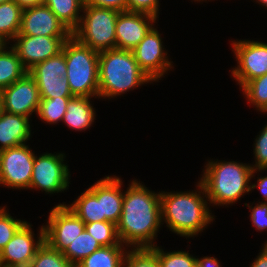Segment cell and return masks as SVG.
I'll return each instance as SVG.
<instances>
[{"label": "cell", "instance_id": "obj_1", "mask_svg": "<svg viewBox=\"0 0 267 267\" xmlns=\"http://www.w3.org/2000/svg\"><path fill=\"white\" fill-rule=\"evenodd\" d=\"M161 224V193L132 181L124 192L122 214L116 224L120 243L132 249L155 247L153 241Z\"/></svg>", "mask_w": 267, "mask_h": 267}, {"label": "cell", "instance_id": "obj_2", "mask_svg": "<svg viewBox=\"0 0 267 267\" xmlns=\"http://www.w3.org/2000/svg\"><path fill=\"white\" fill-rule=\"evenodd\" d=\"M197 187L199 191L195 192H161V222L165 221L170 231L180 236L194 237L214 219L200 181Z\"/></svg>", "mask_w": 267, "mask_h": 267}, {"label": "cell", "instance_id": "obj_3", "mask_svg": "<svg viewBox=\"0 0 267 267\" xmlns=\"http://www.w3.org/2000/svg\"><path fill=\"white\" fill-rule=\"evenodd\" d=\"M200 182L204 186L210 204L230 205L251 191L250 180L263 169L235 161H209L205 166Z\"/></svg>", "mask_w": 267, "mask_h": 267}, {"label": "cell", "instance_id": "obj_4", "mask_svg": "<svg viewBox=\"0 0 267 267\" xmlns=\"http://www.w3.org/2000/svg\"><path fill=\"white\" fill-rule=\"evenodd\" d=\"M99 98H113L153 82L139 67L131 50L118 48L99 53Z\"/></svg>", "mask_w": 267, "mask_h": 267}, {"label": "cell", "instance_id": "obj_5", "mask_svg": "<svg viewBox=\"0 0 267 267\" xmlns=\"http://www.w3.org/2000/svg\"><path fill=\"white\" fill-rule=\"evenodd\" d=\"M69 88L73 96L99 98V52L79 42L72 35L64 43Z\"/></svg>", "mask_w": 267, "mask_h": 267}, {"label": "cell", "instance_id": "obj_6", "mask_svg": "<svg viewBox=\"0 0 267 267\" xmlns=\"http://www.w3.org/2000/svg\"><path fill=\"white\" fill-rule=\"evenodd\" d=\"M78 27L72 32L82 44L97 52L116 48V21L120 11L84 5Z\"/></svg>", "mask_w": 267, "mask_h": 267}, {"label": "cell", "instance_id": "obj_7", "mask_svg": "<svg viewBox=\"0 0 267 267\" xmlns=\"http://www.w3.org/2000/svg\"><path fill=\"white\" fill-rule=\"evenodd\" d=\"M35 154L22 144L0 151V184L13 189H29Z\"/></svg>", "mask_w": 267, "mask_h": 267}, {"label": "cell", "instance_id": "obj_8", "mask_svg": "<svg viewBox=\"0 0 267 267\" xmlns=\"http://www.w3.org/2000/svg\"><path fill=\"white\" fill-rule=\"evenodd\" d=\"M65 154L45 153L35 155L29 189H41L47 194L58 193L69 187L70 172L64 164Z\"/></svg>", "mask_w": 267, "mask_h": 267}, {"label": "cell", "instance_id": "obj_9", "mask_svg": "<svg viewBox=\"0 0 267 267\" xmlns=\"http://www.w3.org/2000/svg\"><path fill=\"white\" fill-rule=\"evenodd\" d=\"M232 46L238 65L231 72L241 88L267 73V43L239 40L233 41Z\"/></svg>", "mask_w": 267, "mask_h": 267}, {"label": "cell", "instance_id": "obj_10", "mask_svg": "<svg viewBox=\"0 0 267 267\" xmlns=\"http://www.w3.org/2000/svg\"><path fill=\"white\" fill-rule=\"evenodd\" d=\"M44 225L45 241L54 249L63 252L85 229V223L66 204L56 205Z\"/></svg>", "mask_w": 267, "mask_h": 267}, {"label": "cell", "instance_id": "obj_11", "mask_svg": "<svg viewBox=\"0 0 267 267\" xmlns=\"http://www.w3.org/2000/svg\"><path fill=\"white\" fill-rule=\"evenodd\" d=\"M70 36H30L17 35L11 45L18 54L24 68L29 71L36 64L62 52L64 43Z\"/></svg>", "mask_w": 267, "mask_h": 267}, {"label": "cell", "instance_id": "obj_12", "mask_svg": "<svg viewBox=\"0 0 267 267\" xmlns=\"http://www.w3.org/2000/svg\"><path fill=\"white\" fill-rule=\"evenodd\" d=\"M39 230V237L37 236L35 241L31 225L26 221L0 251L2 267H29L37 250L45 241L44 226Z\"/></svg>", "mask_w": 267, "mask_h": 267}, {"label": "cell", "instance_id": "obj_13", "mask_svg": "<svg viewBox=\"0 0 267 267\" xmlns=\"http://www.w3.org/2000/svg\"><path fill=\"white\" fill-rule=\"evenodd\" d=\"M162 38L158 30L152 27L140 43L132 50L140 69L154 82L172 68L164 51Z\"/></svg>", "mask_w": 267, "mask_h": 267}, {"label": "cell", "instance_id": "obj_14", "mask_svg": "<svg viewBox=\"0 0 267 267\" xmlns=\"http://www.w3.org/2000/svg\"><path fill=\"white\" fill-rule=\"evenodd\" d=\"M2 110L30 117L38 111L40 104L39 89L34 78L27 72L22 78L0 91Z\"/></svg>", "mask_w": 267, "mask_h": 267}, {"label": "cell", "instance_id": "obj_15", "mask_svg": "<svg viewBox=\"0 0 267 267\" xmlns=\"http://www.w3.org/2000/svg\"><path fill=\"white\" fill-rule=\"evenodd\" d=\"M18 35L71 36L72 32L43 3L23 9Z\"/></svg>", "mask_w": 267, "mask_h": 267}, {"label": "cell", "instance_id": "obj_16", "mask_svg": "<svg viewBox=\"0 0 267 267\" xmlns=\"http://www.w3.org/2000/svg\"><path fill=\"white\" fill-rule=\"evenodd\" d=\"M156 20L154 16L145 13L120 12L115 27L116 48L132 51L154 26Z\"/></svg>", "mask_w": 267, "mask_h": 267}, {"label": "cell", "instance_id": "obj_17", "mask_svg": "<svg viewBox=\"0 0 267 267\" xmlns=\"http://www.w3.org/2000/svg\"><path fill=\"white\" fill-rule=\"evenodd\" d=\"M122 180L116 176H106L94 183L88 190L100 201L101 217L117 224L122 214L124 193L121 192Z\"/></svg>", "mask_w": 267, "mask_h": 267}, {"label": "cell", "instance_id": "obj_18", "mask_svg": "<svg viewBox=\"0 0 267 267\" xmlns=\"http://www.w3.org/2000/svg\"><path fill=\"white\" fill-rule=\"evenodd\" d=\"M29 119L23 115L12 114L1 110L0 151L25 144L31 136Z\"/></svg>", "mask_w": 267, "mask_h": 267}, {"label": "cell", "instance_id": "obj_19", "mask_svg": "<svg viewBox=\"0 0 267 267\" xmlns=\"http://www.w3.org/2000/svg\"><path fill=\"white\" fill-rule=\"evenodd\" d=\"M91 97H72L67 105L63 120L66 126L76 131L86 130L95 120V110L89 100Z\"/></svg>", "mask_w": 267, "mask_h": 267}, {"label": "cell", "instance_id": "obj_20", "mask_svg": "<svg viewBox=\"0 0 267 267\" xmlns=\"http://www.w3.org/2000/svg\"><path fill=\"white\" fill-rule=\"evenodd\" d=\"M125 249L122 243L116 246H102L79 262L76 267H123L127 253Z\"/></svg>", "mask_w": 267, "mask_h": 267}, {"label": "cell", "instance_id": "obj_21", "mask_svg": "<svg viewBox=\"0 0 267 267\" xmlns=\"http://www.w3.org/2000/svg\"><path fill=\"white\" fill-rule=\"evenodd\" d=\"M0 51V91L22 78L28 71L24 68L16 51L9 47ZM7 49V50H5Z\"/></svg>", "mask_w": 267, "mask_h": 267}, {"label": "cell", "instance_id": "obj_22", "mask_svg": "<svg viewBox=\"0 0 267 267\" xmlns=\"http://www.w3.org/2000/svg\"><path fill=\"white\" fill-rule=\"evenodd\" d=\"M43 3L71 32L78 27L81 20L79 11L82 12L84 6L83 0H45Z\"/></svg>", "mask_w": 267, "mask_h": 267}, {"label": "cell", "instance_id": "obj_23", "mask_svg": "<svg viewBox=\"0 0 267 267\" xmlns=\"http://www.w3.org/2000/svg\"><path fill=\"white\" fill-rule=\"evenodd\" d=\"M22 13L23 8L13 0L0 4V37L6 42L19 34Z\"/></svg>", "mask_w": 267, "mask_h": 267}, {"label": "cell", "instance_id": "obj_24", "mask_svg": "<svg viewBox=\"0 0 267 267\" xmlns=\"http://www.w3.org/2000/svg\"><path fill=\"white\" fill-rule=\"evenodd\" d=\"M66 206L85 224L105 221V217H101L100 201L88 189Z\"/></svg>", "mask_w": 267, "mask_h": 267}, {"label": "cell", "instance_id": "obj_25", "mask_svg": "<svg viewBox=\"0 0 267 267\" xmlns=\"http://www.w3.org/2000/svg\"><path fill=\"white\" fill-rule=\"evenodd\" d=\"M100 243L85 229L62 252L65 258L73 265H77L84 258L101 248Z\"/></svg>", "mask_w": 267, "mask_h": 267}, {"label": "cell", "instance_id": "obj_26", "mask_svg": "<svg viewBox=\"0 0 267 267\" xmlns=\"http://www.w3.org/2000/svg\"><path fill=\"white\" fill-rule=\"evenodd\" d=\"M39 89L40 99L74 97L66 76H32Z\"/></svg>", "mask_w": 267, "mask_h": 267}, {"label": "cell", "instance_id": "obj_27", "mask_svg": "<svg viewBox=\"0 0 267 267\" xmlns=\"http://www.w3.org/2000/svg\"><path fill=\"white\" fill-rule=\"evenodd\" d=\"M72 97L40 99L37 115L45 123L55 124L63 120L67 105Z\"/></svg>", "mask_w": 267, "mask_h": 267}, {"label": "cell", "instance_id": "obj_28", "mask_svg": "<svg viewBox=\"0 0 267 267\" xmlns=\"http://www.w3.org/2000/svg\"><path fill=\"white\" fill-rule=\"evenodd\" d=\"M29 267H76L62 252L52 248L46 241L39 247Z\"/></svg>", "mask_w": 267, "mask_h": 267}, {"label": "cell", "instance_id": "obj_29", "mask_svg": "<svg viewBox=\"0 0 267 267\" xmlns=\"http://www.w3.org/2000/svg\"><path fill=\"white\" fill-rule=\"evenodd\" d=\"M249 103L261 112H267V73L250 80L242 87Z\"/></svg>", "mask_w": 267, "mask_h": 267}, {"label": "cell", "instance_id": "obj_30", "mask_svg": "<svg viewBox=\"0 0 267 267\" xmlns=\"http://www.w3.org/2000/svg\"><path fill=\"white\" fill-rule=\"evenodd\" d=\"M85 230L91 234L101 246H116L120 243L116 224L110 221L86 223Z\"/></svg>", "mask_w": 267, "mask_h": 267}, {"label": "cell", "instance_id": "obj_31", "mask_svg": "<svg viewBox=\"0 0 267 267\" xmlns=\"http://www.w3.org/2000/svg\"><path fill=\"white\" fill-rule=\"evenodd\" d=\"M157 256L160 267H195L197 258L185 251L164 252L158 246L150 248Z\"/></svg>", "mask_w": 267, "mask_h": 267}, {"label": "cell", "instance_id": "obj_32", "mask_svg": "<svg viewBox=\"0 0 267 267\" xmlns=\"http://www.w3.org/2000/svg\"><path fill=\"white\" fill-rule=\"evenodd\" d=\"M28 73L31 76H66L67 67L64 52L62 51L56 56L36 64Z\"/></svg>", "mask_w": 267, "mask_h": 267}, {"label": "cell", "instance_id": "obj_33", "mask_svg": "<svg viewBox=\"0 0 267 267\" xmlns=\"http://www.w3.org/2000/svg\"><path fill=\"white\" fill-rule=\"evenodd\" d=\"M123 267H160L156 254L150 248L127 251Z\"/></svg>", "mask_w": 267, "mask_h": 267}, {"label": "cell", "instance_id": "obj_34", "mask_svg": "<svg viewBox=\"0 0 267 267\" xmlns=\"http://www.w3.org/2000/svg\"><path fill=\"white\" fill-rule=\"evenodd\" d=\"M19 219H14L6 208L0 207V251L12 239L17 230L25 223Z\"/></svg>", "mask_w": 267, "mask_h": 267}, {"label": "cell", "instance_id": "obj_35", "mask_svg": "<svg viewBox=\"0 0 267 267\" xmlns=\"http://www.w3.org/2000/svg\"><path fill=\"white\" fill-rule=\"evenodd\" d=\"M255 164L252 169L267 170V125L260 131L254 143Z\"/></svg>", "mask_w": 267, "mask_h": 267}, {"label": "cell", "instance_id": "obj_36", "mask_svg": "<svg viewBox=\"0 0 267 267\" xmlns=\"http://www.w3.org/2000/svg\"><path fill=\"white\" fill-rule=\"evenodd\" d=\"M159 0H127V11L159 16Z\"/></svg>", "mask_w": 267, "mask_h": 267}, {"label": "cell", "instance_id": "obj_37", "mask_svg": "<svg viewBox=\"0 0 267 267\" xmlns=\"http://www.w3.org/2000/svg\"><path fill=\"white\" fill-rule=\"evenodd\" d=\"M248 206L251 209V221L253 226L256 227L257 231L267 230V202L257 203L255 206Z\"/></svg>", "mask_w": 267, "mask_h": 267}, {"label": "cell", "instance_id": "obj_38", "mask_svg": "<svg viewBox=\"0 0 267 267\" xmlns=\"http://www.w3.org/2000/svg\"><path fill=\"white\" fill-rule=\"evenodd\" d=\"M83 5L127 11V0H83Z\"/></svg>", "mask_w": 267, "mask_h": 267}, {"label": "cell", "instance_id": "obj_39", "mask_svg": "<svg viewBox=\"0 0 267 267\" xmlns=\"http://www.w3.org/2000/svg\"><path fill=\"white\" fill-rule=\"evenodd\" d=\"M195 267H221L220 262L214 257L197 258Z\"/></svg>", "mask_w": 267, "mask_h": 267}, {"label": "cell", "instance_id": "obj_40", "mask_svg": "<svg viewBox=\"0 0 267 267\" xmlns=\"http://www.w3.org/2000/svg\"><path fill=\"white\" fill-rule=\"evenodd\" d=\"M250 267H267V241Z\"/></svg>", "mask_w": 267, "mask_h": 267}, {"label": "cell", "instance_id": "obj_41", "mask_svg": "<svg viewBox=\"0 0 267 267\" xmlns=\"http://www.w3.org/2000/svg\"><path fill=\"white\" fill-rule=\"evenodd\" d=\"M257 182V184H252L250 186L251 190H253L255 187H258L263 196L264 202H267V176L258 178Z\"/></svg>", "mask_w": 267, "mask_h": 267}, {"label": "cell", "instance_id": "obj_42", "mask_svg": "<svg viewBox=\"0 0 267 267\" xmlns=\"http://www.w3.org/2000/svg\"><path fill=\"white\" fill-rule=\"evenodd\" d=\"M13 1L17 3L23 9L27 7H33V6L43 4L41 0H13Z\"/></svg>", "mask_w": 267, "mask_h": 267}, {"label": "cell", "instance_id": "obj_43", "mask_svg": "<svg viewBox=\"0 0 267 267\" xmlns=\"http://www.w3.org/2000/svg\"><path fill=\"white\" fill-rule=\"evenodd\" d=\"M6 44L8 43L0 37V51L7 46Z\"/></svg>", "mask_w": 267, "mask_h": 267}, {"label": "cell", "instance_id": "obj_44", "mask_svg": "<svg viewBox=\"0 0 267 267\" xmlns=\"http://www.w3.org/2000/svg\"><path fill=\"white\" fill-rule=\"evenodd\" d=\"M256 2H258L259 4L261 3V5L267 7V0H256Z\"/></svg>", "mask_w": 267, "mask_h": 267}, {"label": "cell", "instance_id": "obj_45", "mask_svg": "<svg viewBox=\"0 0 267 267\" xmlns=\"http://www.w3.org/2000/svg\"><path fill=\"white\" fill-rule=\"evenodd\" d=\"M9 1H12V0H0V4L6 3V2H9Z\"/></svg>", "mask_w": 267, "mask_h": 267}, {"label": "cell", "instance_id": "obj_46", "mask_svg": "<svg viewBox=\"0 0 267 267\" xmlns=\"http://www.w3.org/2000/svg\"><path fill=\"white\" fill-rule=\"evenodd\" d=\"M1 110H2V107H1V98H0V112H1Z\"/></svg>", "mask_w": 267, "mask_h": 267}]
</instances>
